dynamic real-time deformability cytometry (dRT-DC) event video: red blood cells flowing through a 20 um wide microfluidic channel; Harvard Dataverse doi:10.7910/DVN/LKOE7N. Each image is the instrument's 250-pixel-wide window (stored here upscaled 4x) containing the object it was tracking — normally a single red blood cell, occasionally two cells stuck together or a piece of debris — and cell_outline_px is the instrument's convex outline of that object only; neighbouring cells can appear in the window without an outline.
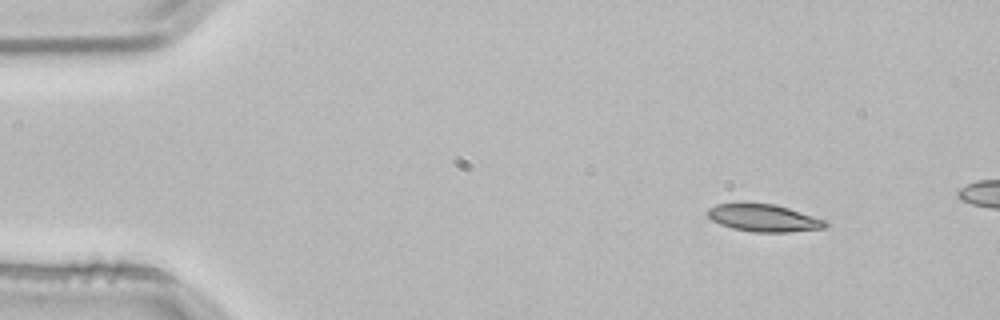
{"species": "common noctule bat (a hibernating species)", "species_latin": "Nyctalus noctula", "temperature_condition": "room temperature", "stored_images_in_passage": 3, "camera_frame_rate_fps": 3000, "um_per_image_px": 0.085, "animal": {"sex": "male", "body_mass_g": 21.5, "forearm_length_mm": 52.0}, "frame": {"image": 1, "passage_image": 1, "time_ms": 0.0, "image_size_px": [1000, 320], "cell_outline_px": [[828, 228], [788, 232], [752, 232], [732, 228], [720, 224], [712, 220], [704, 212], [708, 208], [716, 204], [744, 200], [776, 204], [824, 220], [828, 224]], "centroid_in_image_um": [64.83, 18.48], "position_along_channel_um": 20.2, "area_um2": 19.48}}